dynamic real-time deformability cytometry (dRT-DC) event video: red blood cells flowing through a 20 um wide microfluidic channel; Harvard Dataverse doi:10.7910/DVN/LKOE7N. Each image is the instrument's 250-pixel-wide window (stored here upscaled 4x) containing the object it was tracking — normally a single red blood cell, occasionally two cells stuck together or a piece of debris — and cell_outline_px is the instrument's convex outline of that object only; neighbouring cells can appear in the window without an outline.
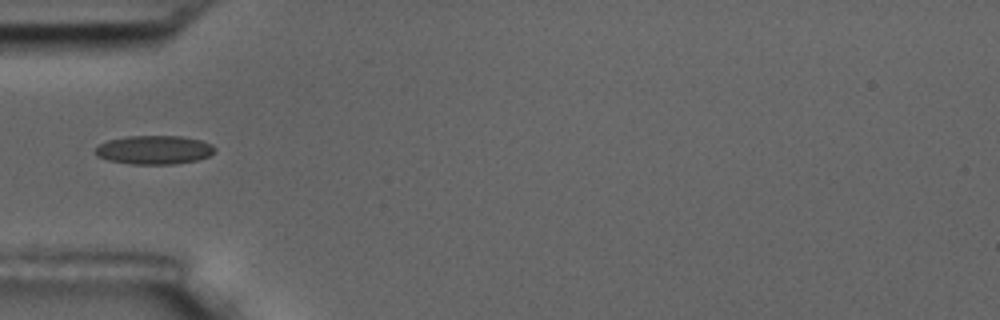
{"species": "common noctule bat (a hibernating species)", "species_latin": "Nyctalus noctula", "temperature_condition": "room temperature", "stored_images_in_passage": 10, "camera_frame_rate_fps": 3000, "um_per_image_px": 0.085, "animal": {"sex": "male", "body_mass_g": 17.5, "forearm_length_mm": 52.3}, "frame": {"image": 1, "passage_image": 6, "time_ms": 6.0, "image_size_px": [1000, 320], "cell_outline_px": [[216, 148], [208, 156], [196, 160], [176, 164], [132, 164], [108, 160], [96, 156], [96, 148], [100, 144], [108, 140], [128, 136], [180, 136], [200, 140], [212, 144]], "centroid_in_image_um": [13.1, 12.74], "position_along_channel_um": 71.9, "area_um2": 19.88}}
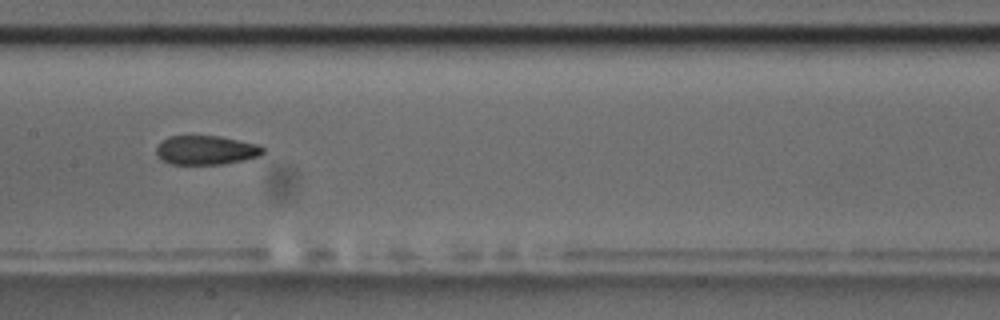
{"frame": {"image": 2, "passage_image": 9, "time_ms": 9.333, "image_size_px": [1000, 320], "cell_outline_px": [[264, 152], [260, 156], [220, 164], [172, 164], [160, 160], [156, 152], [156, 148], [160, 140], [168, 136], [220, 136], [260, 144], [264, 148]], "centroid_in_image_um": [17.49, 12.75], "position_along_channel_um": 189.9, "area_um2": 18.21}}
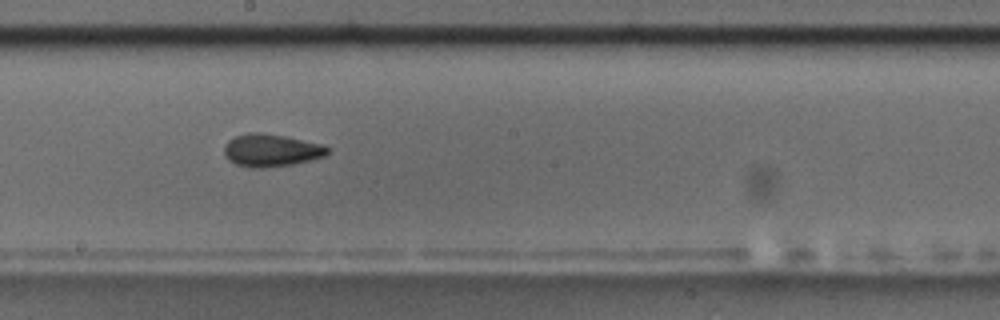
{"frame": {"image": 3, "passage_image": 10, "time_ms": 10.333, "image_size_px": [1000, 320], "cell_outline_px": [[328, 152], [324, 156], [292, 164], [264, 168], [252, 168], [236, 164], [228, 160], [224, 156], [224, 148], [228, 140], [236, 136], [248, 132], [260, 132], [284, 136], [320, 144], [328, 148]], "centroid_in_image_um": [22.98, 12.78], "position_along_channel_um": 225.2, "area_um2": 19.42}}